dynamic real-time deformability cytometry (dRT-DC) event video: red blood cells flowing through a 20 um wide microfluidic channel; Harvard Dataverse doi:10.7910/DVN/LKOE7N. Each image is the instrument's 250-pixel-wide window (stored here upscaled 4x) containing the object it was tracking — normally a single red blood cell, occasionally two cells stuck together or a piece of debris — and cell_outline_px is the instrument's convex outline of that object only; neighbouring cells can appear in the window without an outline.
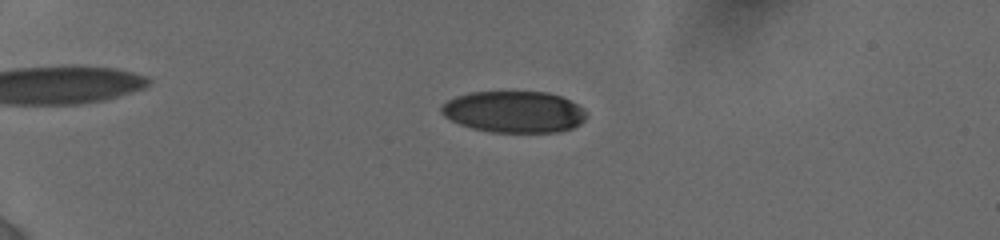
{"species": "human", "species_latin": "Homo sapiens", "temperature_condition": "cold", "stored_images_in_passage": 62, "camera_frame_rate_fps": 3000, "um_per_image_px": 0.085, "donor": {"sex": "female"}, "frame": {"image": 1, "passage_image": 16, "time_ms": 5.333, "image_size_px": [1000, 240], "cell_outline_px": [[588, 116], [580, 124], [572, 128], [560, 132], [492, 132], [472, 128], [460, 124], [444, 116], [440, 112], [440, 108], [448, 100], [456, 96], [468, 92], [548, 92], [560, 96], [584, 108], [588, 112]], "centroid_in_image_um": [43.72, 9.51], "position_along_channel_um": 41.3, "area_um2": 35.2}}
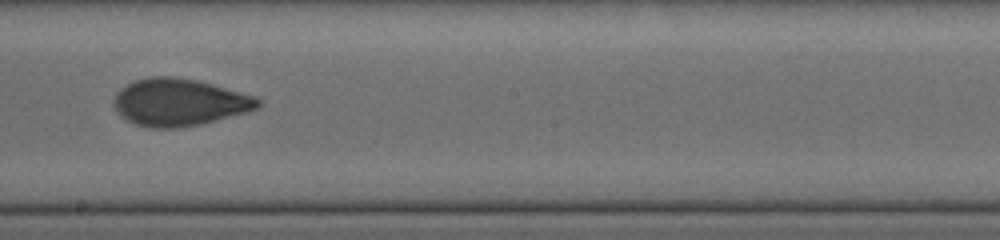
{"frame": {"image": 2, "passage_image": 36, "time_ms": 12.0, "image_size_px": [1000, 240], "cell_outline_px": [[264, 104], [256, 108], [244, 112], [200, 124], [176, 128], [152, 128], [136, 124], [120, 116], [112, 104], [120, 88], [136, 80], [152, 76], [176, 76], [196, 80], [212, 84], [256, 96]], "centroid_in_image_um": [15.23, 8.68], "position_along_channel_um": 233.0, "area_um2": 39.42}}
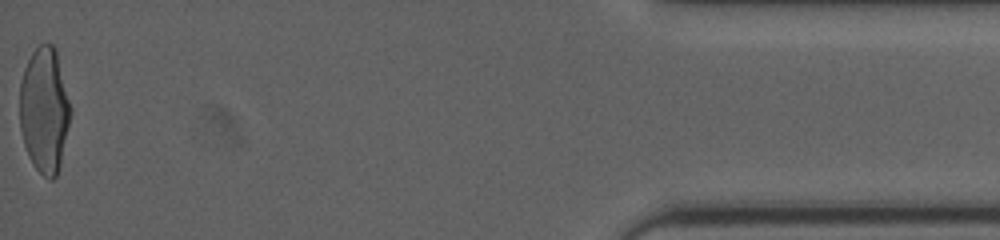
{"frame": {"image": 3, "passage_image": 62, "time_ms": 19.0, "image_size_px": [1000, 240], "cell_outline_px": [[72, 108], [60, 164], [56, 176], [52, 180], [48, 180], [32, 164], [28, 156], [24, 144], [20, 128], [20, 84], [24, 68], [32, 52], [40, 44], [52, 44], [56, 48]], "centroid_in_image_um": [3.78, 9.34], "position_along_channel_um": 431.4, "area_um2": 37.22}, "authors_computed_cell_mechanics": {"area_um2": 37.281, "velocity_mm_per_s": 3.8472, "shape_relaxation_time_tau1_ms": 4.5397, "shape_relaxation_time_tau2_ms": 1.1784, "deformation_change_tau1": 0.1695, "deformation_change_tau2": 0.0573}}